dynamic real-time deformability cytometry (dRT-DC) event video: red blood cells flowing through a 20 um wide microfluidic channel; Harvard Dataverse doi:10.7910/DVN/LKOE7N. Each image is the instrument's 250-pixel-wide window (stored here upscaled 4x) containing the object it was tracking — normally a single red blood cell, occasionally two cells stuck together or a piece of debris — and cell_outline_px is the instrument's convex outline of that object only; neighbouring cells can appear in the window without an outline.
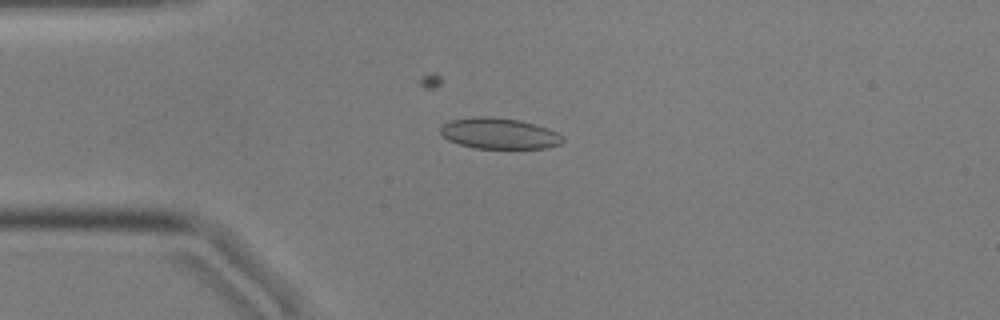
{"species": "common noctule bat (a hibernating species)", "species_latin": "Nyctalus noctula", "temperature_condition": "cold", "stored_images_in_passage": 55, "camera_frame_rate_fps": 3000, "um_per_image_px": 0.085, "animal": {"sex": "male", "body_mass_g": 17.9, "forearm_length_mm": 54.2}, "frame": {"image": 1, "passage_image": 12, "time_ms": 3.667, "image_size_px": [1000, 320], "cell_outline_px": [[564, 140], [560, 144], [544, 148], [476, 148], [460, 144], [448, 140], [440, 132], [440, 128], [444, 124], [452, 120], [472, 116], [488, 116], [520, 120], [556, 132], [564, 136]], "centroid_in_image_um": [42.41, 11.34], "position_along_channel_um": 42.6, "area_um2": 21.79}}
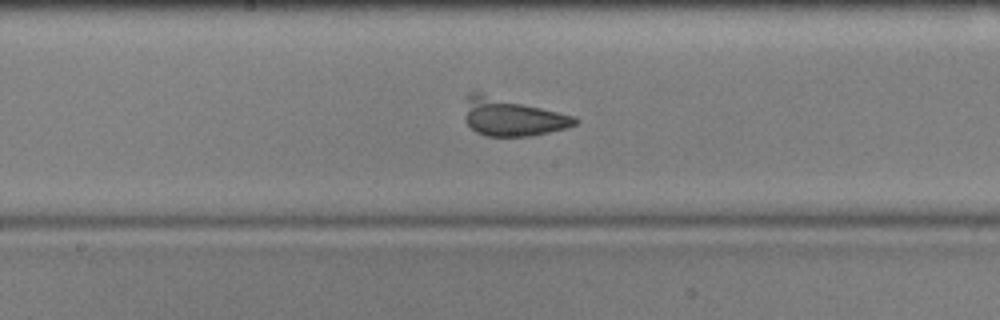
{"frame": {"image": 2, "passage_image": 27, "time_ms": 8.667, "image_size_px": [1000, 320], "cell_outline_px": [[580, 120], [576, 124], [564, 128], [532, 136], [484, 136], [476, 132], [464, 120], [464, 116], [468, 92], [480, 92], [576, 116]], "centroid_in_image_um": [43.5, 9.95], "position_along_channel_um": 204.7, "area_um2": 24.28}}
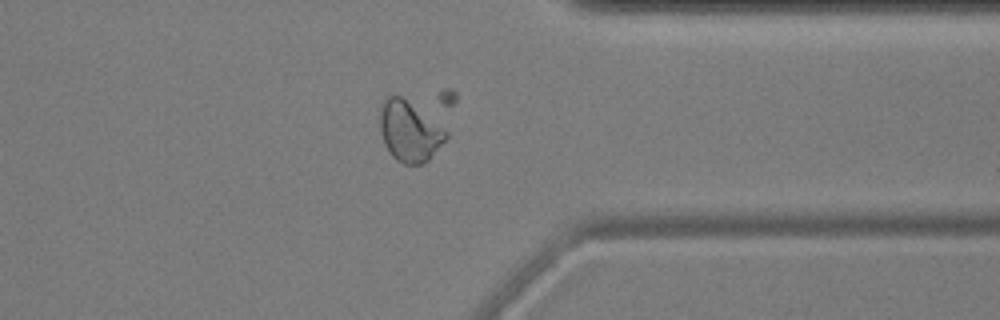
{"frame": {"image": 3, "passage_image": 42, "time_ms": 13.667, "image_size_px": [1000, 320], "cell_outline_px": [[448, 136], [428, 160], [420, 164], [404, 164], [396, 160], [392, 156], [384, 144], [380, 132], [380, 112], [384, 100], [388, 96], [400, 96], [448, 132]], "centroid_in_image_um": [34.76, 11.2], "position_along_channel_um": 376.6, "area_um2": 22.54}}